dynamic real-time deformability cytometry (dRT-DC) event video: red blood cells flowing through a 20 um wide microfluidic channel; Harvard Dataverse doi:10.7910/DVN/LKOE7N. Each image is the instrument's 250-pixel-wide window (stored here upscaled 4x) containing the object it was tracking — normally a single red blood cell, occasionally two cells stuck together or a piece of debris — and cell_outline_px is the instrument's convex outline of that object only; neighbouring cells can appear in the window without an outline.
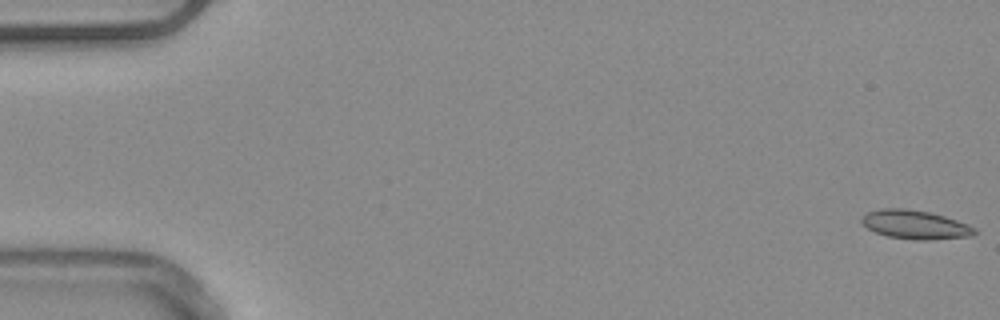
{"species": "common noctule bat (a hibernating species)", "species_latin": "Nyctalus noctula", "temperature_condition": "warm", "stored_images_in_passage": 9, "camera_frame_rate_fps": 3000, "um_per_image_px": 0.085, "animal": {"sex": "male", "body_mass_g": 20.4}, "frame": {"image": 1, "passage_image": 1, "time_ms": 0.0, "image_size_px": [1000, 320], "cell_outline_px": [[976, 232], [972, 236], [932, 240], [916, 240], [888, 236], [876, 232], [868, 228], [860, 220], [868, 212], [880, 208], [904, 208], [928, 212], [944, 216], [968, 224], [976, 228]], "centroid_in_image_um": [77.82, 19.1], "position_along_channel_um": 7.2, "area_um2": 18.84}}